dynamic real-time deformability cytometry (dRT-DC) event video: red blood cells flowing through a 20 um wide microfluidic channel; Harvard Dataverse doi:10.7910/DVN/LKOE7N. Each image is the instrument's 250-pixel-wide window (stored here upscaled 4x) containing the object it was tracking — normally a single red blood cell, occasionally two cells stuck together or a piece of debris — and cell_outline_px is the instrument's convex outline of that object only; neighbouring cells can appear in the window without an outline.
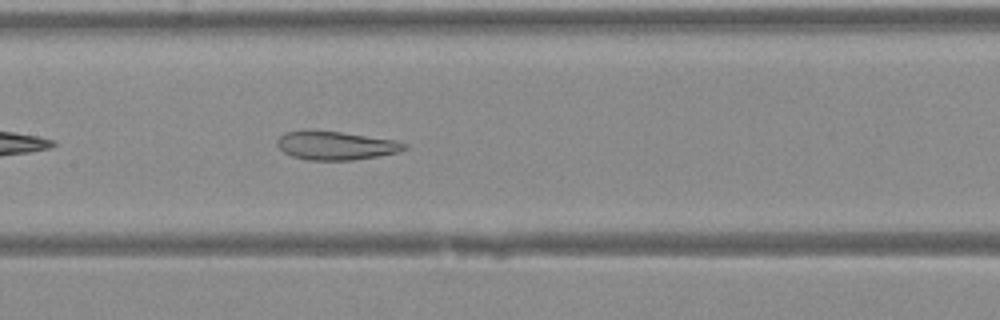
{"species": "Egyptian fruit bat (a non-hibernating species)", "species_latin": "Rousettus aegyptiacus", "temperature_condition": "warm", "stored_images_in_passage": 29, "camera_frame_rate_fps": 3000, "um_per_image_px": 0.085, "animal": {"sex": "female"}, "frame": {"image": 1, "passage_image": 8, "time_ms": 2.333, "image_size_px": [1000, 320], "cell_outline_px": [[408, 148], [400, 152], [352, 160], [308, 160], [292, 156], [284, 152], [276, 144], [276, 140], [284, 132], [312, 128], [396, 140], [408, 144]], "centroid_in_image_um": [28.51, 12.34], "position_along_channel_um": 178.9, "area_um2": 21.56}}
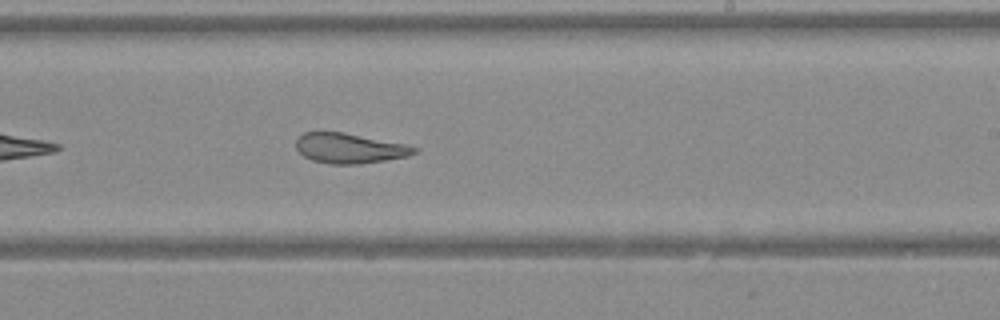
{"frame": {"image": 2, "passage_image": 13, "time_ms": 4.0, "image_size_px": [1000, 320], "cell_outline_px": [[420, 148], [416, 152], [408, 156], [360, 164], [332, 164], [312, 160], [304, 156], [296, 148], [296, 140], [304, 132], [344, 132], [404, 144]], "centroid_in_image_um": [29.7, 12.6], "position_along_channel_um": 259.3, "area_um2": 20.52}}
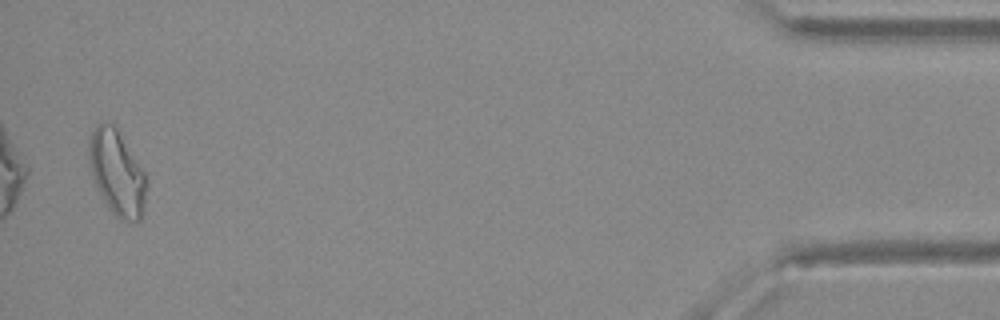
{"frame": {"image": 3, "passage_image": 28, "time_ms": 9.0, "image_size_px": [1000, 320], "cell_outline_px": [[144, 200], [140, 220], [124, 220], [116, 216], [108, 208], [96, 184], [88, 160], [88, 140], [96, 124], [112, 120], [144, 172]], "centroid_in_image_um": [9.89, 14.6], "position_along_channel_um": 425.3, "area_um2": 27.8}}